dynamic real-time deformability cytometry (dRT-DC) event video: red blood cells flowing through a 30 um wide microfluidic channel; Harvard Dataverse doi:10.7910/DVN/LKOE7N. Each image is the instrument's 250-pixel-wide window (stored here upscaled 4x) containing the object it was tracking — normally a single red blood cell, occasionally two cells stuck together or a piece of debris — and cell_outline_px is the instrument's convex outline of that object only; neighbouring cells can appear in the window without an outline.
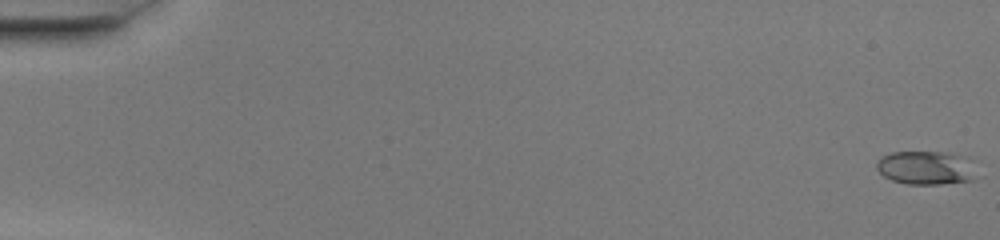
{"species": "common noctule bat (a hibernating species)", "species_latin": "Nyctalus noctula", "temperature_condition": "warm", "stored_images_in_passage": 52, "camera_frame_rate_fps": 3000, "um_per_image_px": 0.085, "animal": {"sex": "female", "body_mass_g": 20.0, "forearm_length_mm": 54.0}, "frame": {"image": 1, "passage_image": 1, "time_ms": 0.0, "image_size_px": [1000, 240], "cell_outline_px": [[972, 180], [940, 184], [908, 184], [892, 180], [884, 176], [876, 168], [876, 164], [880, 156], [892, 152], [948, 152], [956, 156]], "centroid_in_image_um": [78.39, 14.27], "position_along_channel_um": 6.6, "area_um2": 18.09}}
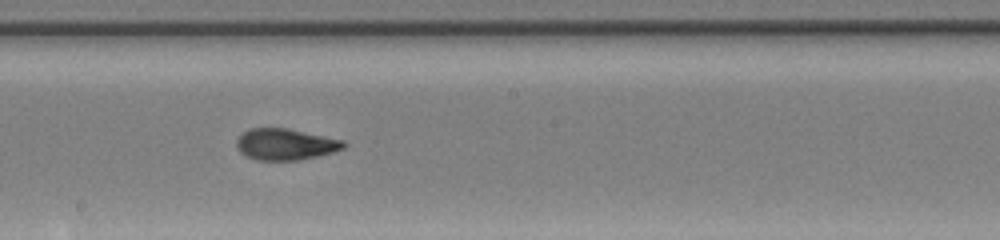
{"frame": {"image": 2, "passage_image": 30, "time_ms": 9.667, "image_size_px": [1000, 240], "cell_outline_px": [[348, 144], [344, 148], [332, 152], [316, 156], [296, 160], [256, 160], [244, 156], [236, 148], [236, 140], [240, 132], [248, 128], [288, 128], [344, 140]], "centroid_in_image_um": [24.21, 12.25], "position_along_channel_um": 224.0, "area_um2": 19.83}}
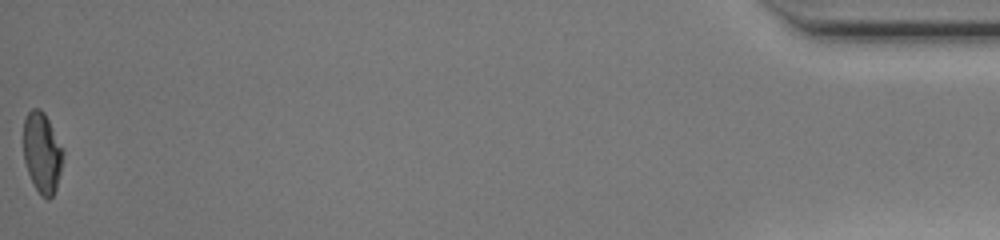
{"frame": {"image": 3, "passage_image": 52, "time_ms": 17.0, "image_size_px": [1000, 240], "cell_outline_px": [[64, 152], [60, 172], [56, 188], [52, 196], [48, 200], [40, 196], [28, 172], [24, 160], [24, 120], [28, 112], [32, 108], [40, 108], [44, 112], [64, 148]], "centroid_in_image_um": [3.59, 12.96], "position_along_channel_um": 431.6, "area_um2": 18.61}, "authors_computed_cell_mechanics": {"area_um2": 19.3919, "velocity_mm_per_s": 4.1085, "shape_relaxation_time_tau1_ms": 5.0349, "shape_relaxation_time_tau2_ms": 0.9555, "deformation_change_tau1": 0.2333, "deformation_change_tau2": 0.0728}}